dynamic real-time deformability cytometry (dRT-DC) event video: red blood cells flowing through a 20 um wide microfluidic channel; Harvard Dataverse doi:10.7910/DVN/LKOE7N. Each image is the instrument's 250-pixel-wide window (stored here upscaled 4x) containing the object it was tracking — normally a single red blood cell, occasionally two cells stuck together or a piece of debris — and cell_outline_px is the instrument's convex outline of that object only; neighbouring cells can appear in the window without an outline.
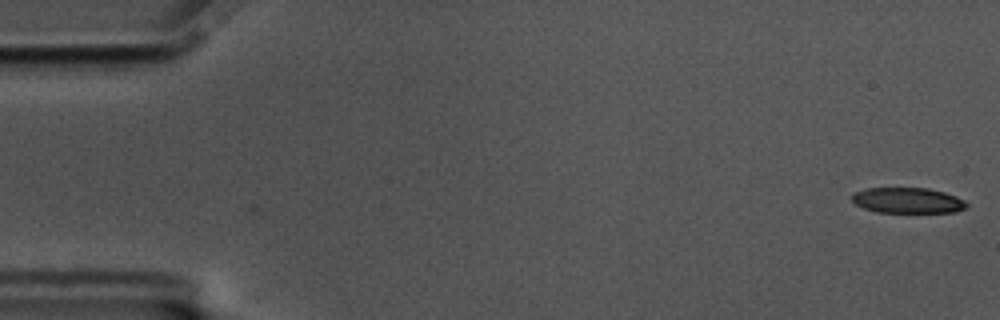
{"species": "common noctule bat (a hibernating species)", "species_latin": "Nyctalus noctula", "temperature_condition": "cold", "stored_images_in_passage": 58, "camera_frame_rate_fps": 3000, "um_per_image_px": 0.085, "animal": {"sex": "male", "body_mass_g": 17.5, "forearm_length_mm": 52.3}, "frame": {"image": 1, "passage_image": 1, "time_ms": 0.0, "image_size_px": [1000, 320], "cell_outline_px": [[968, 208], [956, 212], [876, 212], [864, 208], [856, 204], [852, 200], [852, 196], [856, 192], [868, 188], [928, 188], [944, 192], [956, 196], [964, 200], [968, 204]], "centroid_in_image_um": [77.2, 17.04], "position_along_channel_um": 7.8, "area_um2": 17.05}}
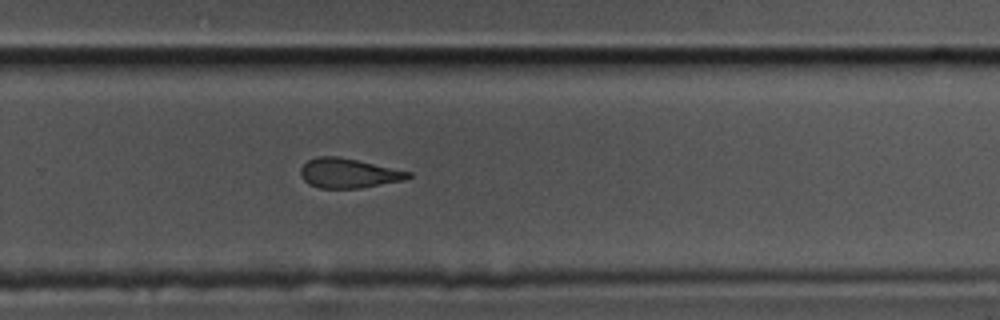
{"frame": {"image": 2, "passage_image": 38, "time_ms": 12.333, "image_size_px": [1000, 320], "cell_outline_px": [[412, 176], [404, 180], [360, 188], [320, 188], [308, 184], [304, 180], [300, 172], [300, 168], [308, 160], [316, 156], [336, 156], [356, 160], [412, 172]], "centroid_in_image_um": [29.61, 14.72], "position_along_channel_um": 300.2, "area_um2": 18.44}}
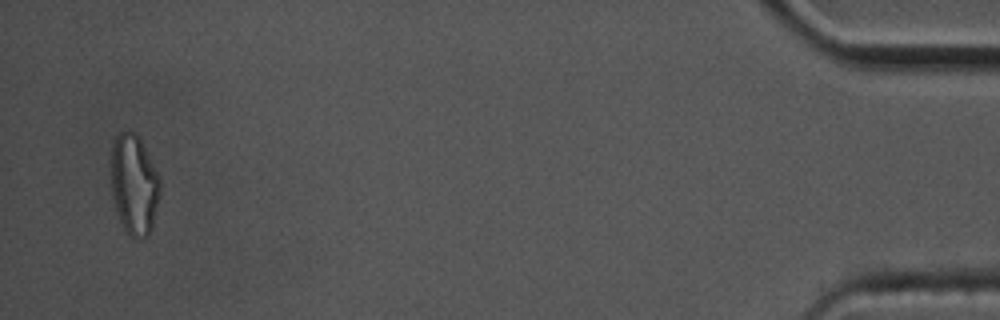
{"frame": {"image": 3, "passage_image": 56, "time_ms": 18.333, "image_size_px": [1000, 320], "cell_outline_px": [[160, 192], [152, 228], [148, 236], [140, 240], [136, 240], [124, 228], [120, 220], [112, 196], [112, 144], [116, 136], [120, 132], [132, 132], [140, 140], [160, 180]], "centroid_in_image_um": [11.4, 15.75], "position_along_channel_um": 423.8, "area_um2": 27.98}, "authors_computed_cell_mechanics": {"area_um2": 19.8254, "velocity_mm_per_s": 3.4758, "shape_relaxation_time_tau1_ms": 6.0784, "shape_relaxation_time_tau2_ms": 1.1953, "deformation_change_tau1": 0.1733, "deformation_change_tau2": 0.0852}}